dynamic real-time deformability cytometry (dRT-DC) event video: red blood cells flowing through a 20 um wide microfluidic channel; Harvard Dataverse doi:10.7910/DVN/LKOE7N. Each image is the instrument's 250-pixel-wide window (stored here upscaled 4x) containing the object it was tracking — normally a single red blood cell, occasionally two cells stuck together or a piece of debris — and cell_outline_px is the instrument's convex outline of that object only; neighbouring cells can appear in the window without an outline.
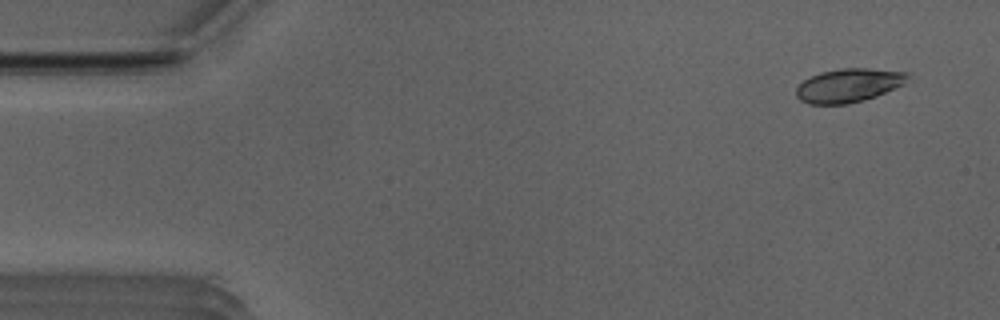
{"species": "Egyptian fruit bat (a non-hibernating species)", "species_latin": "Rousettus aegyptiacus", "temperature_condition": "room temperature", "stored_images_in_passage": 4, "camera_frame_rate_fps": 3000, "um_per_image_px": 0.085, "animal": {"sex": "male"}, "frame": {"image": 1, "passage_image": 2, "time_ms": 0.333, "image_size_px": [1000, 320], "cell_outline_px": [[908, 76], [904, 84], [876, 96], [864, 100], [848, 104], [808, 104], [800, 100], [796, 96], [796, 88], [804, 80], [820, 72], [844, 68], [868, 68], [908, 72]], "centroid_in_image_um": [72.12, 7.26], "position_along_channel_um": 12.9, "area_um2": 21.79}}